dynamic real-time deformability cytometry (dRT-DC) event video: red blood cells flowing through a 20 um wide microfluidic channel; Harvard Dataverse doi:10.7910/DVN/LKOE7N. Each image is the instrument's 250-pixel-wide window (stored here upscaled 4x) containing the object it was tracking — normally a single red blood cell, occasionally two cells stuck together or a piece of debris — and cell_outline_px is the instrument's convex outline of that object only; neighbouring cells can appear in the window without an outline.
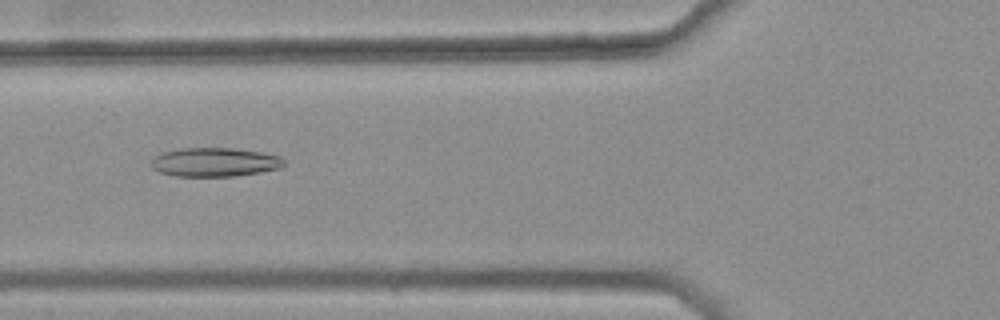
{"species": "common noctule bat (a hibernating species)", "species_latin": "Nyctalus noctula", "temperature_condition": "warm", "stored_images_in_passage": 5, "camera_frame_rate_fps": 3000, "um_per_image_px": 0.085, "animal": {"sex": "female", "body_mass_g": 25.1}, "frame": {"image": 1, "passage_image": 3, "time_ms": 0.667, "image_size_px": [1000, 320], "cell_outline_px": [[284, 164], [280, 168], [260, 172], [236, 176], [176, 176], [160, 172], [152, 168], [152, 160], [156, 156], [164, 152], [180, 148], [236, 148], [264, 152], [280, 156], [284, 160]], "centroid_in_image_um": [18.29, 13.78], "position_along_channel_um": 107.5, "area_um2": 22.37}}
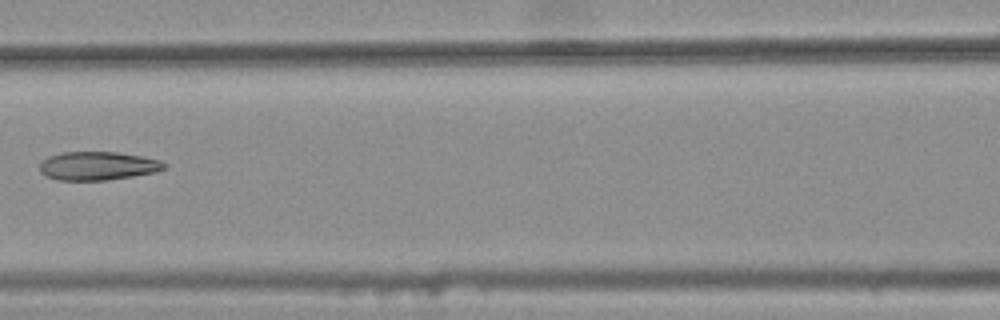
{"frame": {"image": 2, "passage_image": 4, "time_ms": 1.0, "image_size_px": [1000, 320], "cell_outline_px": [[168, 164], [164, 168], [156, 172], [108, 180], [56, 180], [40, 172], [40, 164], [48, 156], [60, 152], [116, 152], [140, 156], [160, 160]], "centroid_in_image_um": [8.31, 14.1], "position_along_channel_um": 158.3, "area_um2": 20.63}}
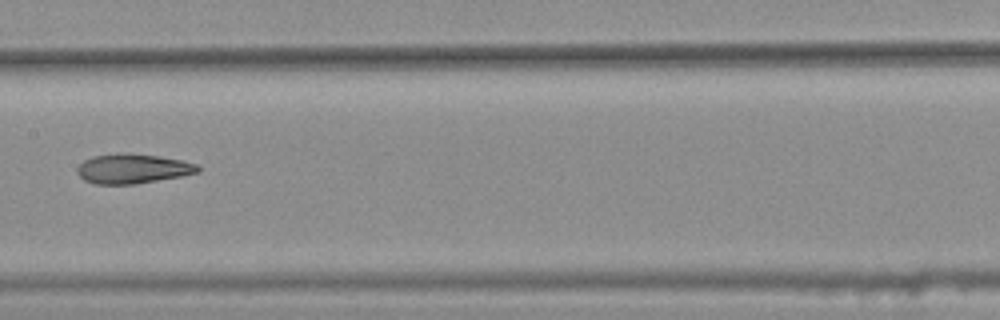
{"frame": {"image": 3, "passage_image": 5, "time_ms": 1.333, "image_size_px": [1000, 320], "cell_outline_px": [[200, 172], [180, 176], [136, 184], [96, 184], [84, 180], [76, 172], [76, 168], [84, 160], [92, 156], [120, 152], [128, 152], [160, 156], [184, 160], [196, 164], [200, 168]], "centroid_in_image_um": [11.27, 14.32], "position_along_channel_um": 196.1, "area_um2": 21.1}}